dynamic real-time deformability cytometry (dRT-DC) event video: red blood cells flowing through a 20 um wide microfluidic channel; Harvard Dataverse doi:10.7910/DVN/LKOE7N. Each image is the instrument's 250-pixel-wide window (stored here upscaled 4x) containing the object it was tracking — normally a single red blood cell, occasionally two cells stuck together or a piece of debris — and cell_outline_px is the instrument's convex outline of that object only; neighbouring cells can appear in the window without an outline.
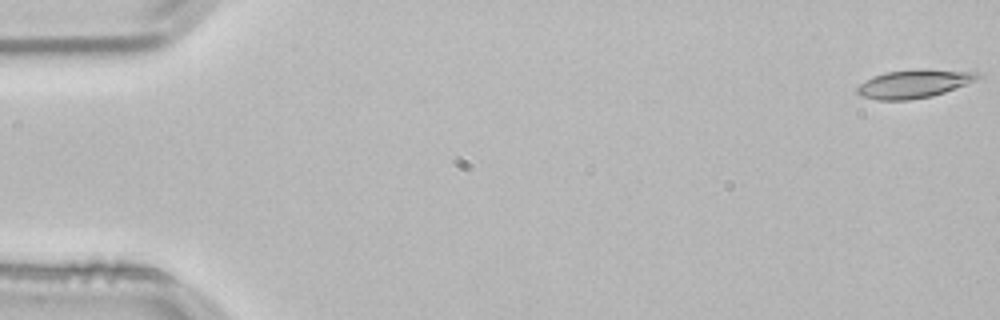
{"species": "common noctule bat (a hibernating species)", "species_latin": "Nyctalus noctula", "temperature_condition": "room temperature", "stored_images_in_passage": 53, "camera_frame_rate_fps": 3000, "um_per_image_px": 0.085, "animal": {"sex": "male", "body_mass_g": 21.5, "forearm_length_mm": 52.0}, "frame": {"image": 1, "passage_image": 1, "time_ms": 0.0, "image_size_px": [1000, 320], "cell_outline_px": [[980, 76], [964, 84], [944, 92], [932, 96], [908, 100], [876, 100], [860, 96], [856, 92], [856, 88], [860, 84], [872, 76], [888, 72], [920, 68], [976, 72]], "centroid_in_image_um": [77.59, 7.12], "position_along_channel_um": 7.4, "area_um2": 19.65}}
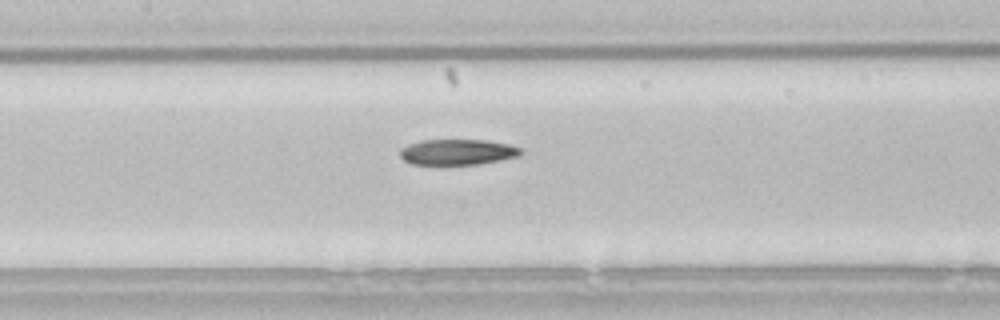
{"frame": {"image": 2, "passage_image": 25, "time_ms": 8.0, "image_size_px": [1000, 320], "cell_outline_px": [[524, 152], [516, 156], [500, 160], [476, 164], [412, 164], [404, 160], [400, 156], [400, 148], [408, 144], [420, 140], [488, 140], [508, 144], [520, 148]], "centroid_in_image_um": [38.86, 12.91], "position_along_channel_um": 168.5, "area_um2": 17.98}}
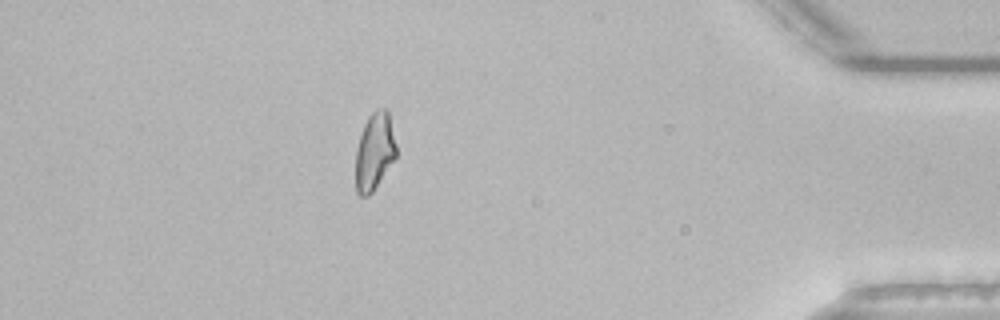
{"frame": {"image": 3, "passage_image": 47, "time_ms": 15.333, "image_size_px": [1000, 320], "cell_outline_px": [[396, 156], [372, 192], [368, 196], [360, 196], [356, 192], [356, 148], [364, 124], [368, 116], [372, 112], [380, 108], [384, 108], [388, 112], [396, 144]], "centroid_in_image_um": [31.82, 12.87], "position_along_channel_um": 403.4, "area_um2": 18.03}, "authors_computed_cell_mechanics": {"area_um2": 19.0162, "velocity_mm_per_s": 3.8369, "shape_relaxation_time_tau1_ms": null, "shape_relaxation_time_tau2_ms": 5.551, "deformation_change_tau1": null, "deformation_change_tau2": 0.141}}